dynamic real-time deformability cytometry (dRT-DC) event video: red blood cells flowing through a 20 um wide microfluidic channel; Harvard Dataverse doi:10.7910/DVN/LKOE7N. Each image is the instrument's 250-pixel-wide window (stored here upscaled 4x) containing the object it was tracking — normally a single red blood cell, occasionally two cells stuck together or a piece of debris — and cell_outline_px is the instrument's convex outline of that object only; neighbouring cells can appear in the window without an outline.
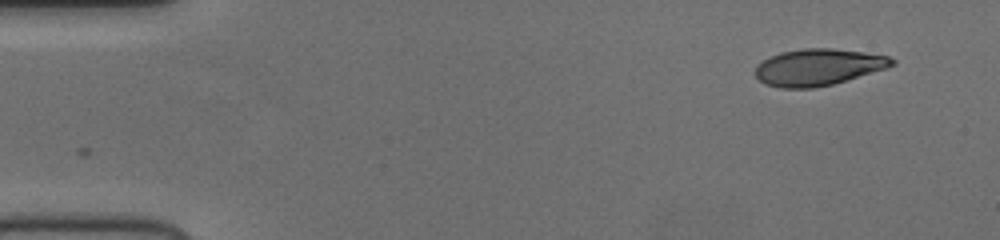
{"species": "human", "species_latin": "Homo sapiens", "temperature_condition": "cold", "stored_images_in_passage": 49, "camera_frame_rate_fps": 3000, "um_per_image_px": 0.085, "donor": {"sex": "female"}, "frame": {"image": 1, "passage_image": 1, "time_ms": 0.0, "image_size_px": [1000, 240], "cell_outline_px": [[896, 64], [888, 68], [832, 84], [816, 88], [780, 88], [768, 84], [760, 80], [756, 76], [756, 68], [764, 60], [780, 52], [804, 48], [832, 48], [864, 52], [888, 56], [896, 60]], "centroid_in_image_um": [69.6, 5.7], "position_along_channel_um": 15.4, "area_um2": 29.02}}
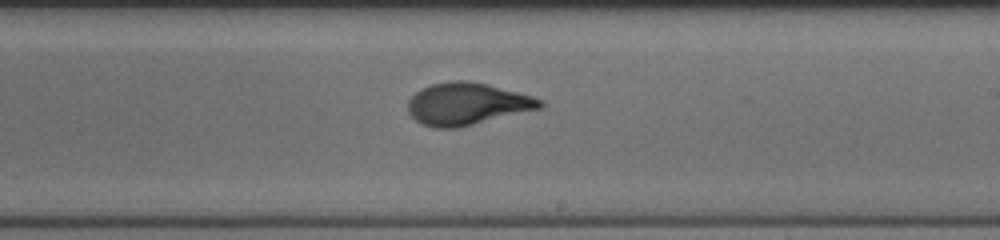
{"frame": {"image": 2, "passage_image": 28, "time_ms": 9.0, "image_size_px": [1000, 240], "cell_outline_px": [[544, 104], [540, 108], [456, 128], [436, 128], [424, 124], [416, 120], [408, 112], [408, 100], [416, 92], [432, 84], [452, 80], [468, 80], [488, 84], [532, 96], [544, 100]], "centroid_in_image_um": [39.69, 8.82], "position_along_channel_um": 249.3, "area_um2": 32.08}}
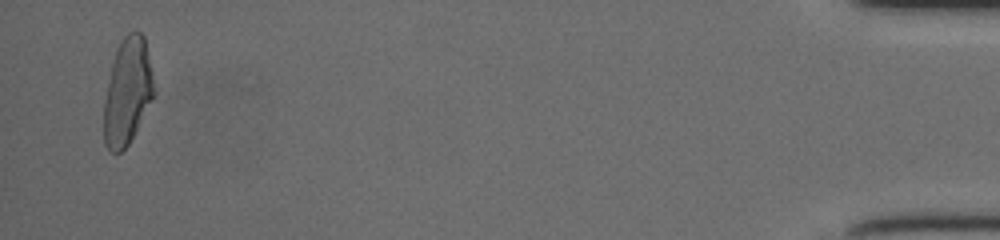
{"frame": {"image": 3, "passage_image": 48, "time_ms": 15.667, "image_size_px": [1000, 240], "cell_outline_px": [[152, 96], [128, 144], [120, 152], [108, 152], [104, 144], [104, 100], [108, 80], [116, 48], [120, 40], [128, 32], [136, 28], [144, 36], [152, 72]], "centroid_in_image_um": [10.79, 7.73], "position_along_channel_um": 424.4, "area_um2": 30.46}}